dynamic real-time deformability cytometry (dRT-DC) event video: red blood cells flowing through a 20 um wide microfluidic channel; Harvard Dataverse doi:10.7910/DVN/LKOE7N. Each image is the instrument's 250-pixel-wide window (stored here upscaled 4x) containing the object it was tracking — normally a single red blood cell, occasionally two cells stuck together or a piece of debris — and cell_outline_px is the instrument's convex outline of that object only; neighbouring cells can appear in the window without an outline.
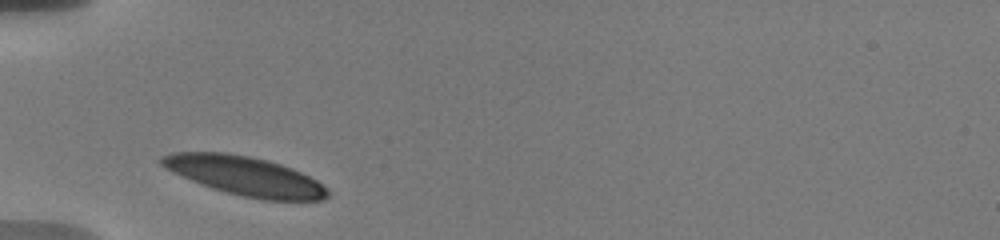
{"species": "human", "species_latin": "Homo sapiens", "temperature_condition": "warm", "stored_images_in_passage": 11, "camera_frame_rate_fps": 3000, "um_per_image_px": 0.085, "donor": {"sex": "male"}, "frame": {"image": 1, "passage_image": 1, "time_ms": 0.0, "image_size_px": [1000, 240], "cell_outline_px": [[332, 192], [324, 200], [264, 200], [244, 196], [212, 188], [172, 172], [160, 164], [160, 156], [172, 152], [224, 152], [252, 156], [268, 160], [292, 168], [316, 180], [328, 188]], "centroid_in_image_um": [20.84, 14.94], "position_along_channel_um": 64.2, "area_um2": 37.69}}
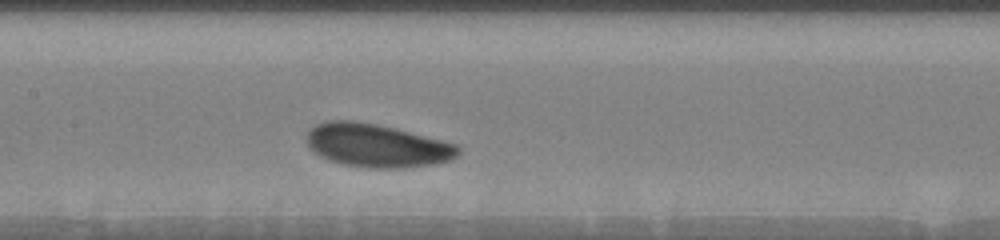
{"frame": {"image": 2, "passage_image": 7, "time_ms": 3.333, "image_size_px": [1000, 240], "cell_outline_px": [[460, 152], [452, 160], [432, 164], [404, 168], [364, 168], [344, 164], [328, 160], [320, 156], [308, 148], [304, 136], [316, 124], [328, 120], [356, 120], [396, 128], [456, 144], [460, 148]], "centroid_in_image_um": [31.99, 12.37], "position_along_channel_um": 175.4, "area_um2": 38.55}}
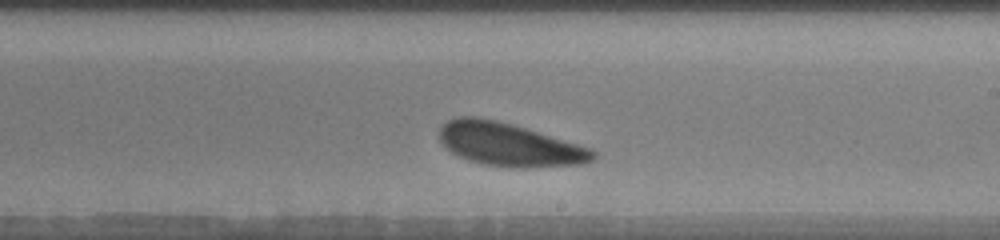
{"frame": {"image": 3, "passage_image": 10, "time_ms": 5.333, "image_size_px": [1000, 240], "cell_outline_px": [[596, 156], [592, 160], [580, 164], [528, 168], [524, 168], [484, 164], [468, 160], [452, 152], [440, 140], [440, 128], [448, 120], [456, 116], [476, 116], [496, 120], [512, 124], [576, 144], [588, 148], [596, 152]], "centroid_in_image_um": [43.25, 12.28], "position_along_channel_um": 245.7, "area_um2": 38.03}}